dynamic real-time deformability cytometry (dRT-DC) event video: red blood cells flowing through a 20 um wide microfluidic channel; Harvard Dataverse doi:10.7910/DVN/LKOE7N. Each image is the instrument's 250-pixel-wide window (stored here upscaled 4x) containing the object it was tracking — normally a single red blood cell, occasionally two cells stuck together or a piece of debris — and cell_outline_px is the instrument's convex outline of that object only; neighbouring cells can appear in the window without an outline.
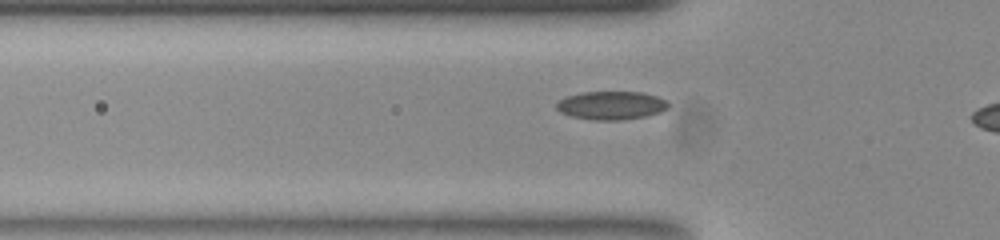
{"species": "common noctule bat (a hibernating species)", "species_latin": "Nyctalus noctula", "temperature_condition": "room temperature", "stored_images_in_passage": 34, "camera_frame_rate_fps": 3000, "um_per_image_px": 0.085, "animal": {"sex": "female", "body_mass_g": 23.0, "forearm_length_mm": 53.4}, "frame": {"image": 1, "passage_image": 8, "time_ms": 2.333, "image_size_px": [1000, 240], "cell_outline_px": [[668, 108], [660, 112], [648, 116], [624, 120], [592, 120], [572, 116], [560, 112], [556, 108], [556, 104], [564, 96], [580, 92], [640, 92], [656, 96], [668, 100]], "centroid_in_image_um": [51.96, 8.96], "position_along_channel_um": 73.8, "area_um2": 18.67}}
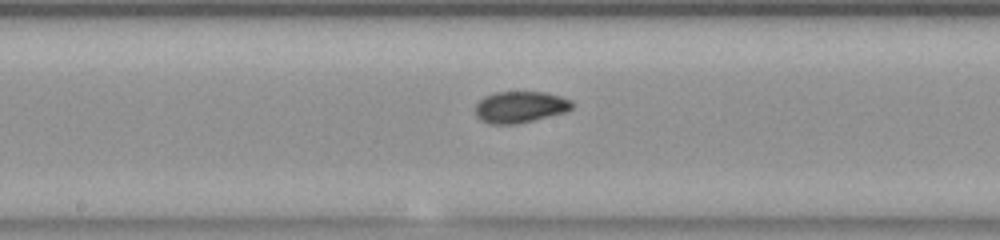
{"frame": {"image": 2, "passage_image": 18, "time_ms": 5.667, "image_size_px": [1000, 240], "cell_outline_px": [[572, 108], [568, 112], [516, 124], [488, 124], [480, 120], [476, 116], [476, 104], [484, 96], [496, 92], [544, 92], [560, 96], [572, 100]], "centroid_in_image_um": [44.21, 9.1], "position_along_channel_um": 204.0, "area_um2": 17.86}}
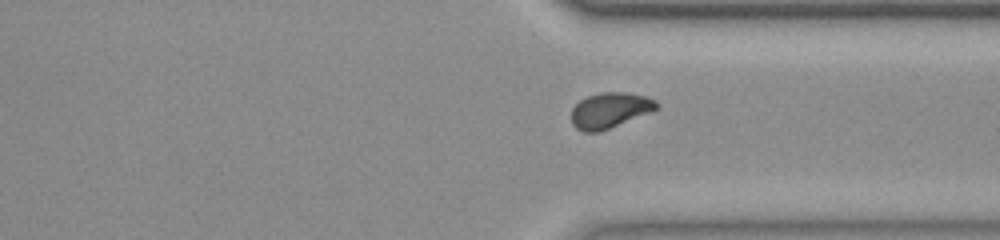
{"frame": {"image": 3, "passage_image": 30, "time_ms": 9.667, "image_size_px": [1000, 240], "cell_outline_px": [[660, 108], [652, 112], [608, 128], [596, 132], [584, 132], [576, 128], [572, 124], [572, 108], [580, 100], [588, 96], [600, 92], [628, 92], [644, 96], [656, 100], [660, 104]], "centroid_in_image_um": [51.87, 9.36], "position_along_channel_um": 359.5, "area_um2": 17.63}}